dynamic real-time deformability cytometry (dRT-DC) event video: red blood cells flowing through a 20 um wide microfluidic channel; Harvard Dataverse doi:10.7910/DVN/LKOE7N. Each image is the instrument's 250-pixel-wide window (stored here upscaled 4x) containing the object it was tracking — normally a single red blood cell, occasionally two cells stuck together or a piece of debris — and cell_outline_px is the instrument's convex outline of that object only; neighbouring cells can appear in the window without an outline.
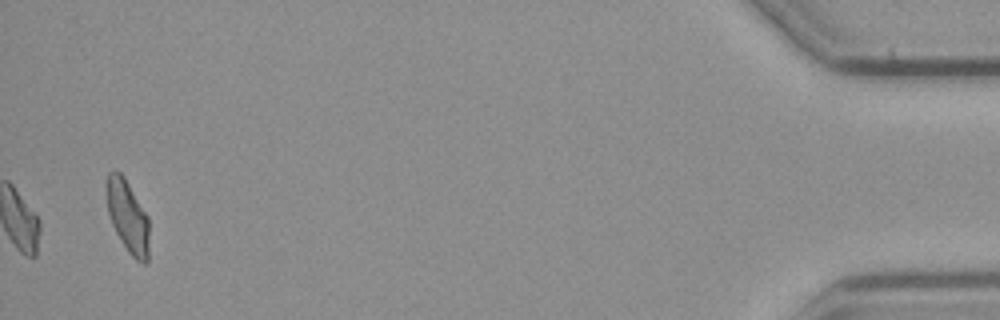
{"species": "common noctule bat (a hibernating species)", "species_latin": "Nyctalus noctula", "temperature_condition": "cold", "stored_images_in_passage": 39, "camera_frame_rate_fps": 3000, "um_per_image_px": 0.085, "animal": {"sex": "male", "body_mass_g": 23.1, "forearm_length_mm": 52.7}, "frame": {"image": 1, "passage_image": 39, "time_ms": 12.667, "image_size_px": [1000, 320], "cell_outline_px": [[148, 260], [144, 264], [136, 260], [128, 252], [120, 240], [112, 224], [108, 212], [104, 192], [104, 188], [108, 172], [120, 172], [124, 176], [148, 216]], "centroid_in_image_um": [10.82, 18.37], "position_along_channel_um": 424.4, "area_um2": 18.15}, "authors_computed_cell_mechanics": {"area_um2": 15.6638, "velocity_mm_per_s": 3.7562, "shape_relaxation_time_tau1_ms": 3.3659, "shape_relaxation_time_tau2_ms": null, "deformation_change_tau1": 0.1134, "deformation_change_tau2": null}}